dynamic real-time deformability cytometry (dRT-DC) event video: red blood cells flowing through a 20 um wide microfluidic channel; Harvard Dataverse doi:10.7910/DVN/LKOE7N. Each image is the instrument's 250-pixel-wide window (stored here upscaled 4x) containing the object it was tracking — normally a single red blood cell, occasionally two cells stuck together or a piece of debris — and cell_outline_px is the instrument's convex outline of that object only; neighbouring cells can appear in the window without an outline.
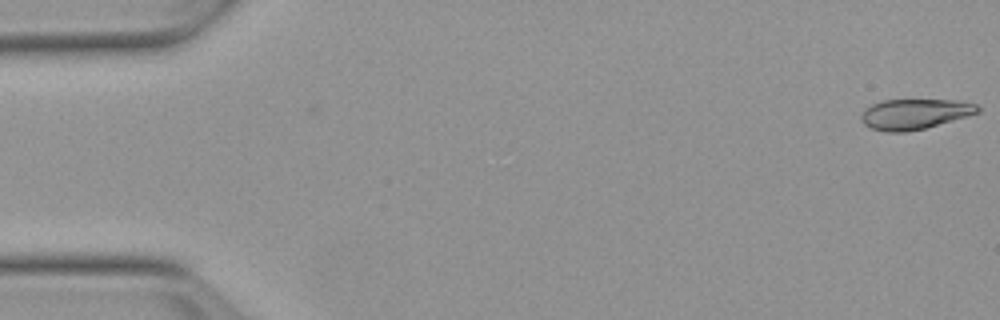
{"species": "Egyptian fruit bat (a non-hibernating species)", "species_latin": "Rousettus aegyptiacus", "temperature_condition": "warm", "stored_images_in_passage": 16, "camera_frame_rate_fps": 3000, "um_per_image_px": 0.085, "animal": {"sex": "female"}, "frame": {"image": 1, "passage_image": 1, "time_ms": 0.0, "image_size_px": [1000, 320], "cell_outline_px": [[980, 112], [968, 116], [924, 128], [904, 132], [884, 132], [868, 128], [860, 120], [860, 116], [864, 108], [872, 104], [884, 100], [960, 100], [976, 104], [980, 108]], "centroid_in_image_um": [77.71, 9.69], "position_along_channel_um": 7.3, "area_um2": 20.75}}
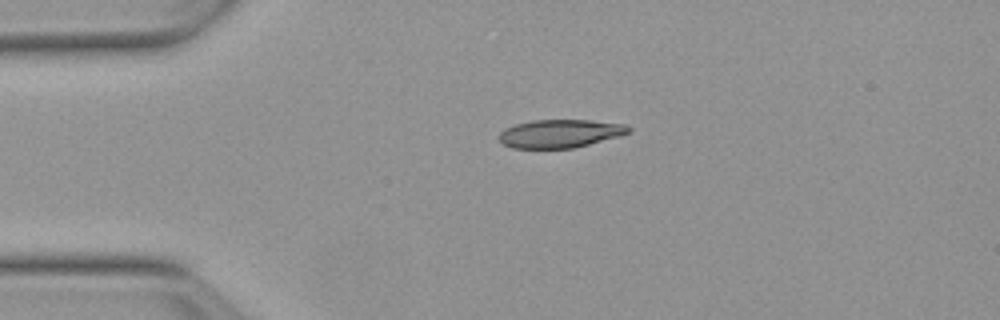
{"frame": {"image": 2, "passage_image": 12, "time_ms": 3.667, "image_size_px": [1000, 320], "cell_outline_px": [[632, 132], [620, 136], [572, 148], [512, 148], [504, 144], [496, 136], [504, 128], [516, 124], [532, 120], [588, 120], [624, 124], [632, 128]], "centroid_in_image_um": [47.59, 11.35], "position_along_channel_um": 37.4, "area_um2": 21.33}}